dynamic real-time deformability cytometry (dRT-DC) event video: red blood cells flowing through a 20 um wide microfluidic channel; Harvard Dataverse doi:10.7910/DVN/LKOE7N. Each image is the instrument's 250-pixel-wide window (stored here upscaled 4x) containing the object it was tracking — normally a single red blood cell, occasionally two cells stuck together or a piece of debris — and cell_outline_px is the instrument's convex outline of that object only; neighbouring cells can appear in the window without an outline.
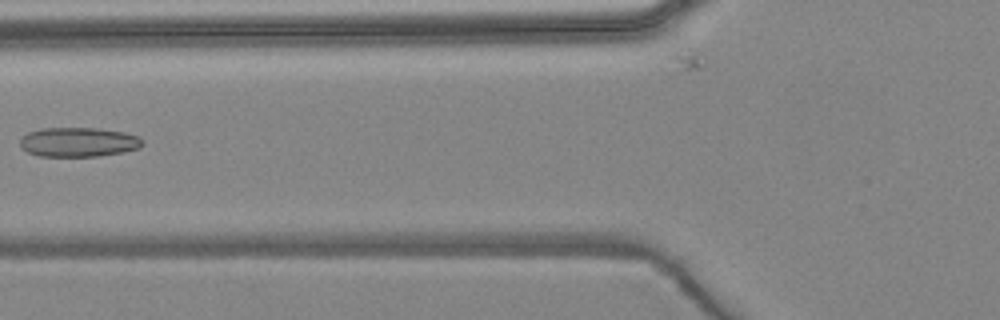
{"species": "common noctule bat (a hibernating species)", "species_latin": "Nyctalus noctula", "temperature_condition": "warm", "stored_images_in_passage": 6, "camera_frame_rate_fps": 3000, "um_per_image_px": 0.085, "animal": {"sex": "female", "body_mass_g": 24.6, "forearm_length_mm": 56.2}, "frame": {"image": 1, "passage_image": 6, "time_ms": 6.0, "image_size_px": [1000, 320], "cell_outline_px": [[144, 144], [140, 148], [124, 152], [96, 156], [40, 156], [28, 152], [20, 148], [20, 140], [28, 132], [40, 128], [96, 128], [124, 132], [140, 136], [144, 140]], "centroid_in_image_um": [6.7, 12.07], "position_along_channel_um": 119.1, "area_um2": 21.15}}